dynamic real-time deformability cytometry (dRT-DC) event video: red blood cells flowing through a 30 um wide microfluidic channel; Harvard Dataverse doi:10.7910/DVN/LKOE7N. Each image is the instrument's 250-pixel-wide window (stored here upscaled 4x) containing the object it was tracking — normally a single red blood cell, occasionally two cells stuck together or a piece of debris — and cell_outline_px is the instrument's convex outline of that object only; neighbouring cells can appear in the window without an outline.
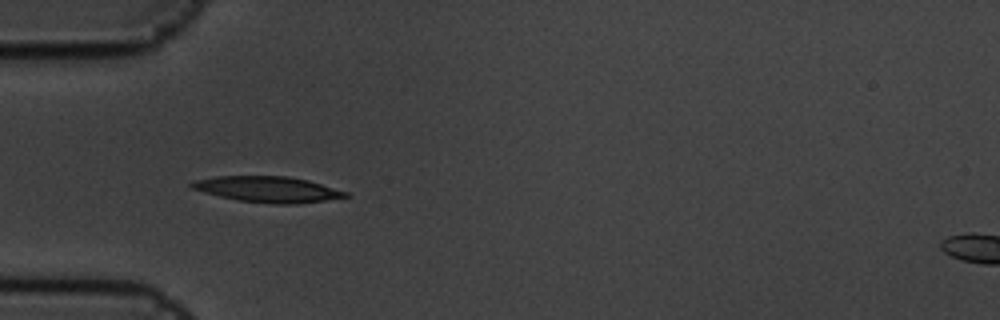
{"species": "common noctule bat (a hibernating species)", "species_latin": "Nyctalus noctula", "temperature_condition": "cold", "stored_images_in_passage": 5, "camera_frame_rate_fps": 3000, "um_per_image_px": 0.085, "animal": {"sex": "male", "body_mass_g": 19.5, "forearm_length_mm": 54.6}, "frame": {"image": 1, "passage_image": 4, "time_ms": 1.0, "image_size_px": [1000, 320], "cell_outline_px": [[352, 196], [296, 204], [272, 204], [236, 200], [220, 196], [192, 188], [188, 184], [192, 180], [216, 176], [288, 176], [308, 180], [348, 192]], "centroid_in_image_um": [22.76, 16.09], "position_along_channel_um": 62.2, "area_um2": 23.18}}
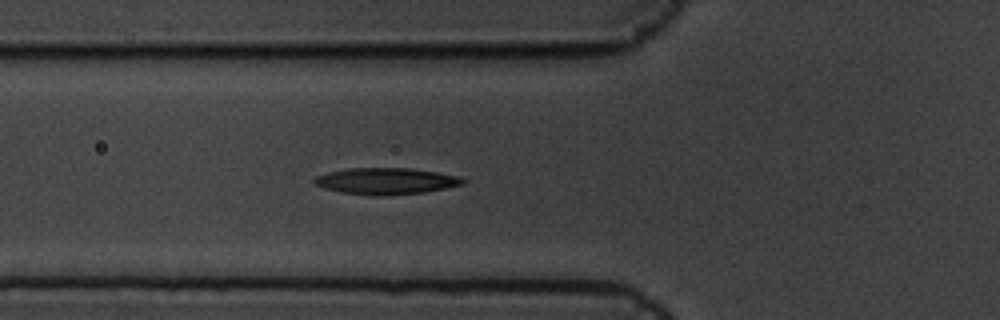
{"frame": {"image": 2, "passage_image": 5, "time_ms": 1.333, "image_size_px": [1000, 320], "cell_outline_px": [[468, 180], [464, 184], [424, 192], [340, 192], [324, 188], [312, 184], [312, 180], [316, 176], [328, 172], [348, 168], [412, 168], [460, 176]], "centroid_in_image_um": [32.82, 15.33], "position_along_channel_um": 93.0, "area_um2": 21.79}}